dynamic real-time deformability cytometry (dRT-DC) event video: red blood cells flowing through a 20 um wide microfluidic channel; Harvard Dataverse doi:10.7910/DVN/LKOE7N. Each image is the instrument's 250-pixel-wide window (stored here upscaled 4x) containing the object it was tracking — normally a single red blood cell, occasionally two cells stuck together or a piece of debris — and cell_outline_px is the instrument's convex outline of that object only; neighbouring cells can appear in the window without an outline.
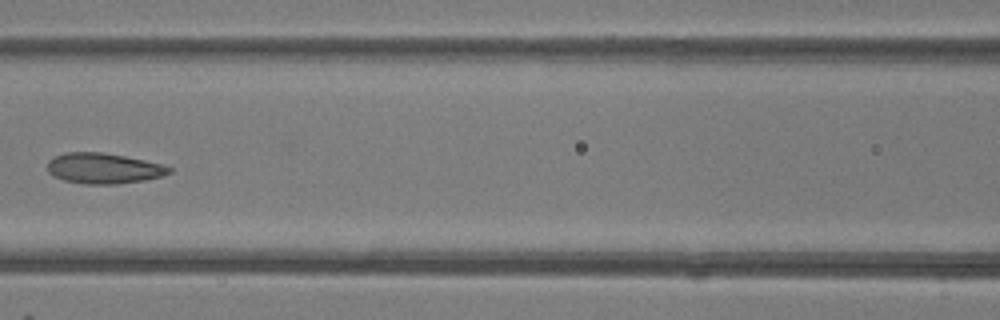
{"species": "common noctule bat (a hibernating species)", "species_latin": "Nyctalus noctula", "temperature_condition": "room temperature", "stored_images_in_passage": 8, "camera_frame_rate_fps": 3000, "um_per_image_px": 0.085, "animal": {"sex": "female"}, "frame": {"image": 1, "passage_image": 8, "time_ms": 8.333, "image_size_px": [1000, 320], "cell_outline_px": [[172, 172], [164, 176], [144, 180], [116, 184], [84, 184], [64, 180], [48, 172], [48, 160], [64, 152], [100, 152], [124, 156], [144, 160], [160, 164], [172, 168]], "centroid_in_image_um": [8.82, 14.31], "position_along_channel_um": 157.8, "area_um2": 21.56}}